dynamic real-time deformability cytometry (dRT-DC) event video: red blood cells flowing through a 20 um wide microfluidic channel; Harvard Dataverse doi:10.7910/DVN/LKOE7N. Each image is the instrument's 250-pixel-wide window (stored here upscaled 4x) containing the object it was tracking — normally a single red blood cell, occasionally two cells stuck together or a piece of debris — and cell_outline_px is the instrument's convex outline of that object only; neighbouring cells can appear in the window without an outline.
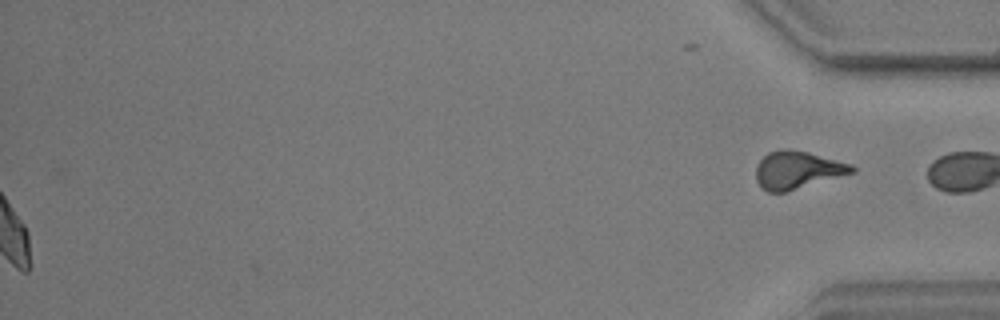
{"species": "common noctule bat (a hibernating species)", "species_latin": "Nyctalus noctula", "temperature_condition": "warm", "stored_images_in_passage": 35, "segment_of_instrument_passage": [2, 2], "camera_frame_rate_fps": 3000, "um_per_image_px": 0.085, "animal": {"sex": "male", "body_mass_g": 17.9, "forearm_length_mm": 54.2}, "frame": {"image": 1, "passage_image": 35, "time_ms": 11.333, "image_size_px": [1000, 320], "cell_outline_px": [[856, 172], [788, 192], [768, 192], [760, 188], [756, 180], [756, 164], [768, 152], [780, 148], [788, 148], [808, 152], [852, 164], [856, 168]], "centroid_in_image_um": [67.77, 14.45], "position_along_channel_um": 367.4, "area_um2": 21.5}}